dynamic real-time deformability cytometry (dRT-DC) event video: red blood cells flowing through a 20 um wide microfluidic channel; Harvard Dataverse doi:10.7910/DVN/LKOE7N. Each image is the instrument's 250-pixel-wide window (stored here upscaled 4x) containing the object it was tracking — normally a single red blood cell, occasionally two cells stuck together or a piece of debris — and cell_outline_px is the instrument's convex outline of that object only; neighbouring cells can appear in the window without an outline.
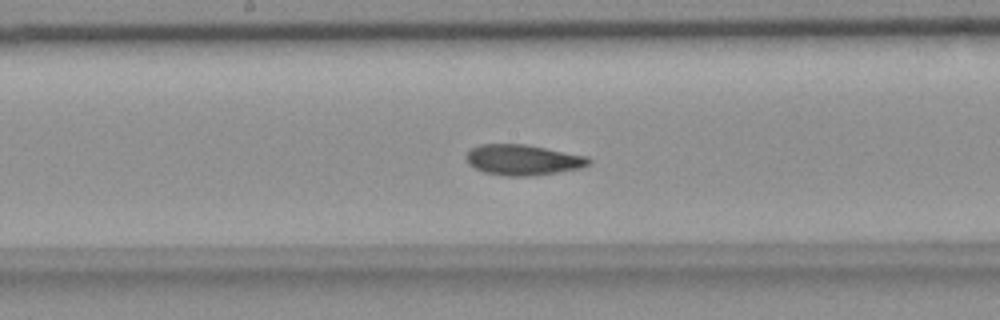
{"species": "common noctule bat (a hibernating species)", "species_latin": "Nyctalus noctula", "temperature_condition": "room temperature", "stored_images_in_passage": 56, "camera_frame_rate_fps": 3000, "um_per_image_px": 0.085, "animal": {"sex": "female", "body_mass_g": 18.4}, "frame": {"image": 1, "passage_image": 28, "time_ms": 9.0, "image_size_px": [1000, 320], "cell_outline_px": [[592, 164], [580, 168], [532, 176], [504, 176], [484, 172], [468, 164], [464, 156], [472, 148], [480, 144], [524, 144], [588, 156], [592, 160]], "centroid_in_image_um": [44.45, 13.59], "position_along_channel_um": 203.7, "area_um2": 21.91}}
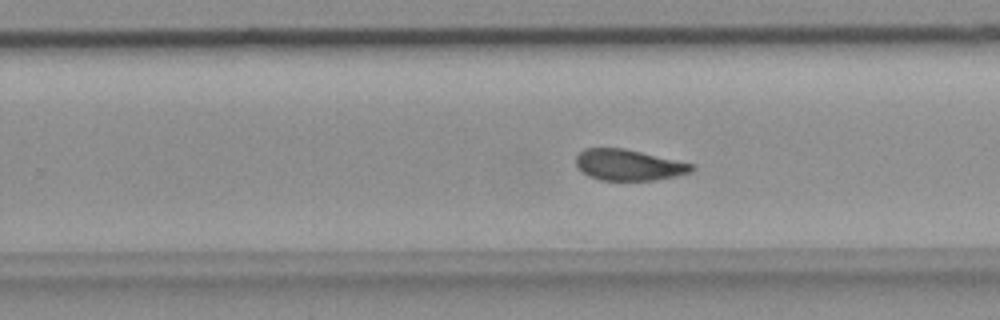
{"frame": {"image": 2, "passage_image": 34, "time_ms": 11.0, "image_size_px": [1000, 320], "cell_outline_px": [[696, 168], [692, 172], [676, 176], [656, 180], [600, 180], [588, 176], [576, 164], [576, 156], [584, 148], [624, 148], [696, 164]], "centroid_in_image_um": [53.49, 14.02], "position_along_channel_um": 276.3, "area_um2": 21.04}}
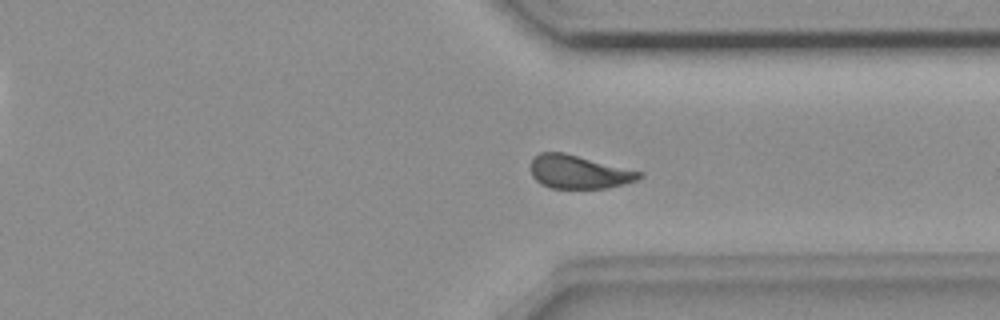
{"frame": {"image": 3, "passage_image": 41, "time_ms": 13.333, "image_size_px": [1000, 320], "cell_outline_px": [[644, 176], [640, 180], [608, 188], [552, 188], [540, 184], [532, 176], [532, 160], [540, 152], [564, 152], [644, 172]], "centroid_in_image_um": [49.26, 14.62], "position_along_channel_um": 362.1, "area_um2": 21.27}, "authors_computed_cell_mechanics": {"area_um2": 21.8773, "velocity_mm_per_s": 3.6344, "shape_relaxation_time_tau1_ms": 10.6827, "shape_relaxation_time_tau2_ms": 2.9758, "deformation_change_tau1": 0.2236, "deformation_change_tau2": 0.0784}}